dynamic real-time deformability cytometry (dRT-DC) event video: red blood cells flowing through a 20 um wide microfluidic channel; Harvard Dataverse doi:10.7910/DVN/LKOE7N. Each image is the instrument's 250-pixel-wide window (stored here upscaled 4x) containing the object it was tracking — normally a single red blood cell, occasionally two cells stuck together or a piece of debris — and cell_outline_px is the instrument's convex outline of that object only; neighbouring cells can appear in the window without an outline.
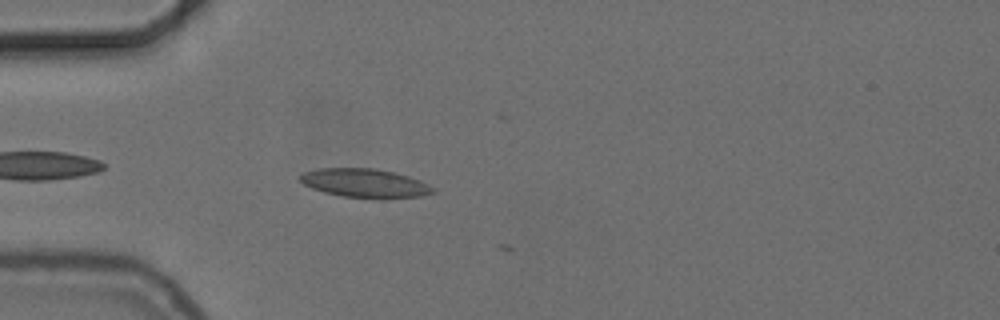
{"species": "common noctule bat (a hibernating species)", "species_latin": "Nyctalus noctula", "temperature_condition": "cold", "stored_images_in_passage": 2, "camera_frame_rate_fps": 3000, "um_per_image_px": 0.085, "animal": {"sex": "female", "body_mass_g": 24.6, "forearm_length_mm": 56.2}, "frame": {"image": 1, "passage_image": 1, "time_ms": 0.0, "image_size_px": [1000, 320], "cell_outline_px": [[436, 192], [420, 196], [384, 200], [380, 200], [344, 196], [324, 192], [312, 188], [304, 184], [300, 180], [300, 176], [304, 172], [320, 168], [376, 168], [408, 176], [420, 180], [436, 188]], "centroid_in_image_um": [31.08, 15.59], "position_along_channel_um": 53.9, "area_um2": 22.6}}